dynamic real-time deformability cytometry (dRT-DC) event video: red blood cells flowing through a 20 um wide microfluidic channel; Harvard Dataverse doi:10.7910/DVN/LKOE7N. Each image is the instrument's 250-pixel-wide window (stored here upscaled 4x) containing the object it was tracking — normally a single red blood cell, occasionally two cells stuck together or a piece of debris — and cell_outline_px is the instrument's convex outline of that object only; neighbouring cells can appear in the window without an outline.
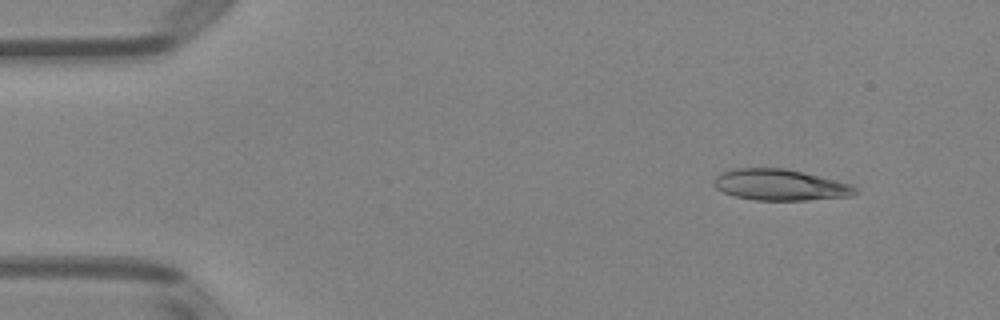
{"species": "Egyptian fruit bat (a non-hibernating species)", "species_latin": "Rousettus aegyptiacus", "temperature_condition": "room temperature", "stored_images_in_passage": 5, "camera_frame_rate_fps": 3000, "um_per_image_px": 0.085, "animal": {"sex": "female"}, "frame": {"image": 1, "passage_image": 1, "time_ms": 0.0, "image_size_px": [1000, 320], "cell_outline_px": [[860, 192], [852, 196], [804, 200], [756, 200], [736, 196], [724, 192], [716, 188], [712, 184], [712, 180], [720, 172], [732, 168], [784, 168], [804, 172], [852, 184]], "centroid_in_image_um": [66.31, 15.7], "position_along_channel_um": 18.7, "area_um2": 25.84}}
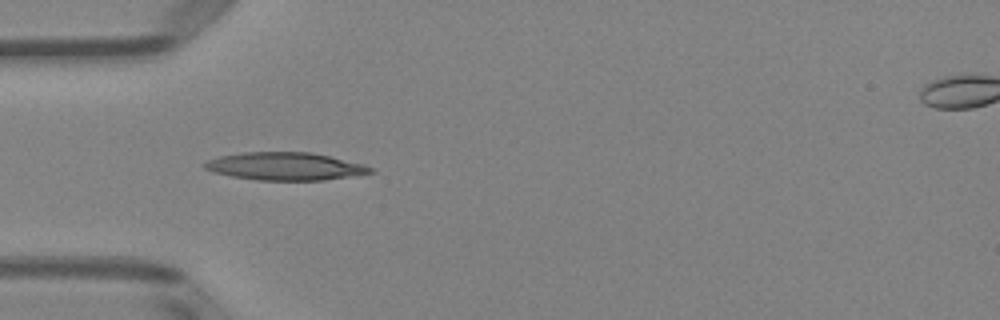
{"frame": {"image": 2, "passage_image": 4, "time_ms": 3.333, "image_size_px": [1000, 320], "cell_outline_px": [[376, 172], [324, 180], [256, 180], [232, 176], [212, 172], [204, 168], [200, 164], [208, 160], [220, 156], [244, 152], [312, 152], [364, 164], [376, 168]], "centroid_in_image_um": [24.25, 14.13], "position_along_channel_um": 60.8, "area_um2": 26.99}}
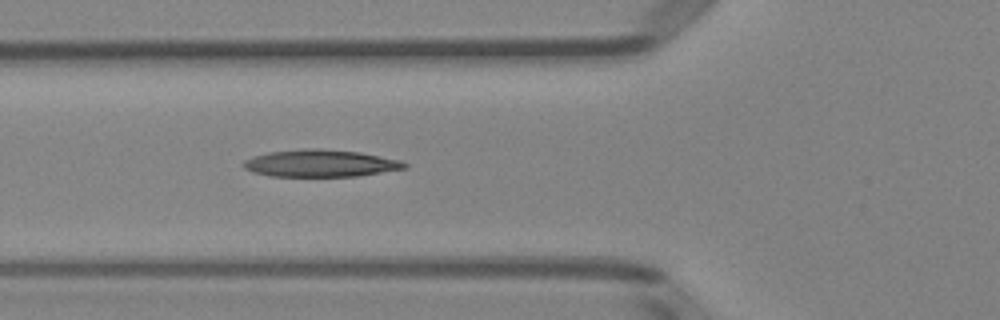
{"frame": {"image": 3, "passage_image": 5, "time_ms": 4.333, "image_size_px": [1000, 320], "cell_outline_px": [[408, 168], [360, 176], [272, 176], [252, 172], [244, 168], [240, 164], [244, 160], [252, 156], [268, 152], [304, 148], [316, 148], [360, 152], [400, 160], [408, 164]], "centroid_in_image_um": [27.22, 13.88], "position_along_channel_um": 98.6, "area_um2": 25.72}}